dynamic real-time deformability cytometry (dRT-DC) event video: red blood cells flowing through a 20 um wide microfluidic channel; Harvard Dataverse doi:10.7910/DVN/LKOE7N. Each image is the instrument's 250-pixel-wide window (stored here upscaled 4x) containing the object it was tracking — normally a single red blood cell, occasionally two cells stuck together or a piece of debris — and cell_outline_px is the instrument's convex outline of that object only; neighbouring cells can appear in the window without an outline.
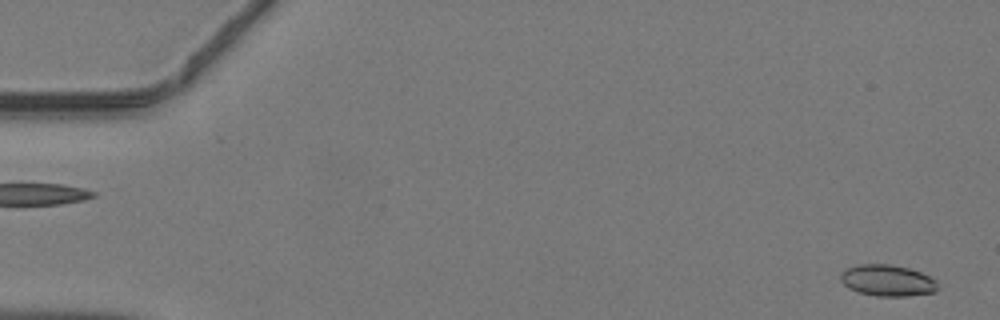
{"species": "common noctule bat (a hibernating species)", "species_latin": "Nyctalus noctula", "temperature_condition": "warm", "stored_images_in_passage": 46, "camera_frame_rate_fps": 3000, "um_per_image_px": 0.085, "animal": {"sex": "male", "body_mass_g": 19.2, "forearm_length_mm": 51.8}, "frame": {"image": 1, "passage_image": 1, "time_ms": 0.0, "image_size_px": [1000, 320], "cell_outline_px": [[940, 288], [936, 292], [908, 296], [876, 296], [860, 292], [848, 288], [840, 280], [840, 272], [856, 264], [888, 264], [908, 268], [920, 272], [936, 280], [940, 284]], "centroid_in_image_um": [75.46, 23.84], "position_along_channel_um": 9.5, "area_um2": 17.92}}
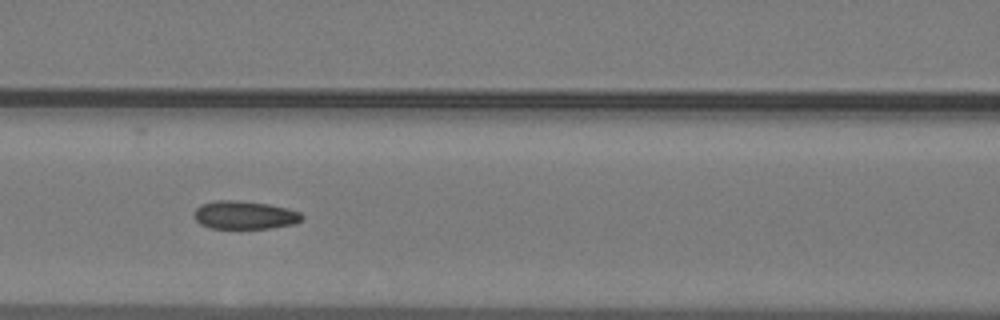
{"frame": {"image": 2, "passage_image": 20, "time_ms": 6.333, "image_size_px": [1000, 320], "cell_outline_px": [[304, 216], [300, 220], [292, 224], [272, 228], [212, 228], [200, 224], [196, 220], [196, 208], [200, 204], [216, 200], [236, 200], [268, 204], [288, 208], [300, 212]], "centroid_in_image_um": [20.8, 18.27], "position_along_channel_um": 145.8, "area_um2": 17.57}}
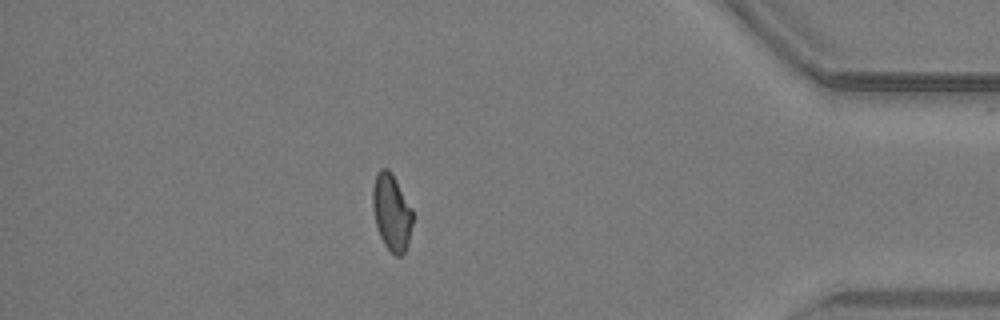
{"frame": {"image": 3, "passage_image": 40, "time_ms": 13.0, "image_size_px": [1000, 320], "cell_outline_px": [[412, 224], [408, 244], [404, 252], [400, 256], [396, 256], [384, 244], [380, 236], [376, 224], [372, 208], [372, 188], [376, 172], [380, 168], [388, 168], [392, 172], [412, 208]], "centroid_in_image_um": [33.27, 18.0], "position_along_channel_um": 401.9, "area_um2": 17.98}}